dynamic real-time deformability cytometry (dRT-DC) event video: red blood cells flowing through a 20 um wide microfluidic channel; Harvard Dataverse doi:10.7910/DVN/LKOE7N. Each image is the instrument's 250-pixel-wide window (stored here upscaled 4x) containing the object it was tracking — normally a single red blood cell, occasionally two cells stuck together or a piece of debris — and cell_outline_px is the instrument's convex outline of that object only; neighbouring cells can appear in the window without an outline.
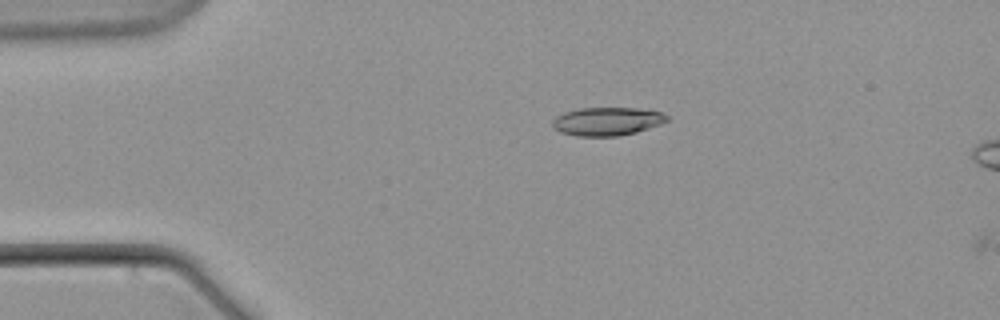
{"species": "common noctule bat (a hibernating species)", "species_latin": "Nyctalus noctula", "temperature_condition": "warm", "stored_images_in_passage": 5, "camera_frame_rate_fps": 3000, "um_per_image_px": 0.085, "animal": {"sex": "male", "body_mass_g": 21.5, "forearm_length_mm": 52.0}, "frame": {"image": 1, "passage_image": 4, "time_ms": 4.667, "image_size_px": [1000, 320], "cell_outline_px": [[668, 120], [660, 124], [636, 132], [620, 136], [576, 136], [560, 132], [552, 128], [552, 120], [556, 116], [564, 112], [580, 108], [636, 108], [664, 112], [668, 116]], "centroid_in_image_um": [51.58, 10.31], "position_along_channel_um": 33.4, "area_um2": 19.02}}